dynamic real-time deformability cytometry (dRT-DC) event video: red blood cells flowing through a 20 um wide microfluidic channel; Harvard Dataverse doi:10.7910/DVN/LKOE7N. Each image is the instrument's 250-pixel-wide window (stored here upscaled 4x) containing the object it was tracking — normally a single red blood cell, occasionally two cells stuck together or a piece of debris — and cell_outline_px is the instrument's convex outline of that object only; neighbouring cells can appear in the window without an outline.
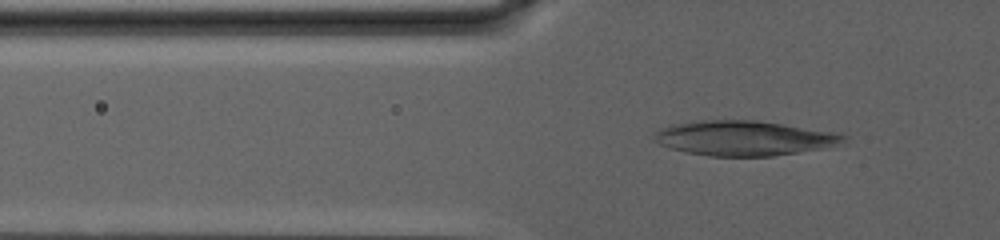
{"species": "human", "species_latin": "Homo sapiens", "temperature_condition": "warm", "stored_images_in_passage": 89, "camera_frame_rate_fps": 3000, "um_per_image_px": 0.085, "donor": {"sex": "male"}, "frame": {"image": 1, "passage_image": 33, "time_ms": 10.667, "image_size_px": [1000, 240], "cell_outline_px": [[848, 136], [844, 144], [772, 156], [708, 156], [684, 152], [668, 148], [660, 144], [652, 136], [660, 128], [672, 124], [692, 120], [756, 120], [832, 132]], "centroid_in_image_um": [63.18, 11.74], "position_along_channel_um": 62.6, "area_um2": 38.44}}
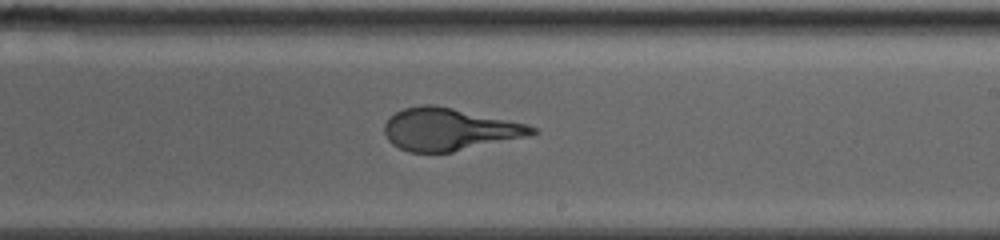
{"frame": {"image": 2, "passage_image": 58, "time_ms": 19.0, "image_size_px": [1000, 240], "cell_outline_px": [[540, 132], [528, 136], [452, 152], [408, 152], [392, 144], [388, 140], [384, 132], [384, 124], [396, 112], [404, 108], [424, 104], [432, 104], [452, 108], [528, 124], [536, 128]], "centroid_in_image_um": [38.18, 11.0], "position_along_channel_um": 250.8, "area_um2": 36.18}}
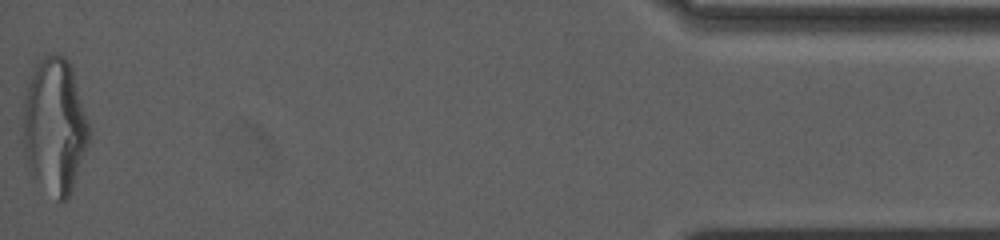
{"frame": {"image": 3, "passage_image": 89, "time_ms": 29.333, "image_size_px": [1000, 240], "cell_outline_px": [[88, 144], [72, 188], [68, 196], [60, 204], [28, 172], [24, 152], [24, 100], [32, 68], [44, 56], [52, 52], [60, 52], [68, 60], [72, 68], [88, 124]], "centroid_in_image_um": [4.62, 10.7], "position_along_channel_um": 430.6, "area_um2": 51.9}}